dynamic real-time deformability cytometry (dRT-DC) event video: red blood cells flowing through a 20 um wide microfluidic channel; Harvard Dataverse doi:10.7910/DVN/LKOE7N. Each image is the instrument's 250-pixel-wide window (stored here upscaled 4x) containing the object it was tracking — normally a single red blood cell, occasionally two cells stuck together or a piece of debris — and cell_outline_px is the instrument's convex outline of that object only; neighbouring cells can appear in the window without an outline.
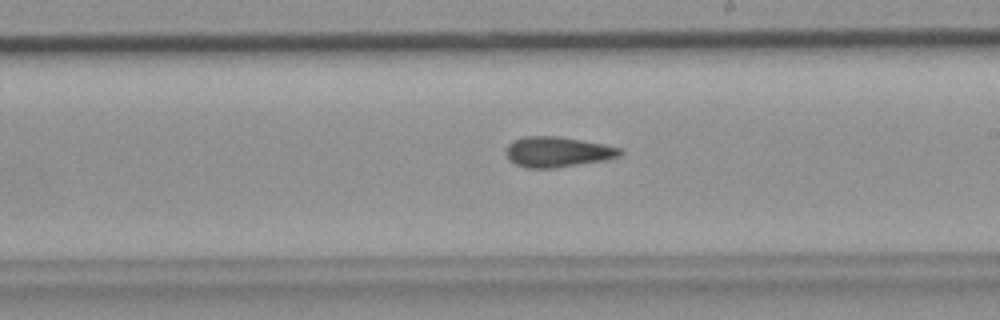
{"species": "common noctule bat (a hibernating species)", "species_latin": "Nyctalus noctula", "temperature_condition": "room temperature", "stored_images_in_passage": 42, "camera_frame_rate_fps": 3000, "um_per_image_px": 0.085, "animal": {"sex": "female", "body_mass_g": 19.9}, "frame": {"image": 1, "passage_image": 26, "time_ms": 8.333, "image_size_px": [1000, 320], "cell_outline_px": [[624, 152], [620, 156], [608, 160], [552, 168], [528, 168], [516, 164], [508, 160], [508, 144], [524, 136], [556, 136], [604, 144], [620, 148]], "centroid_in_image_um": [47.44, 12.92], "position_along_channel_um": 241.6, "area_um2": 20.0}}
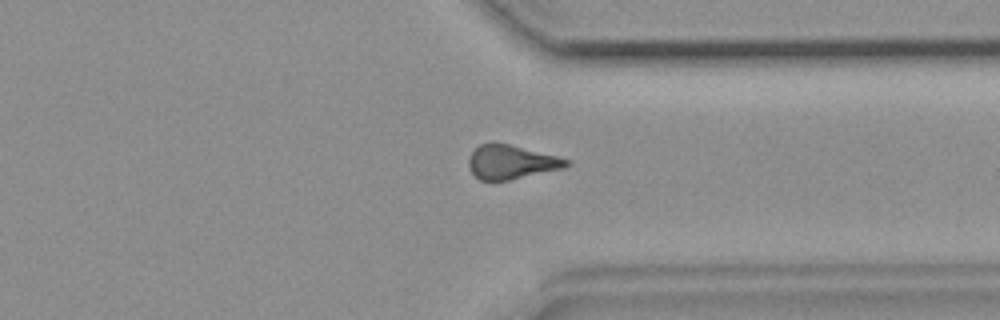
{"frame": {"image": 2, "passage_image": 35, "time_ms": 11.333, "image_size_px": [1000, 320], "cell_outline_px": [[572, 164], [564, 168], [508, 180], [480, 180], [472, 172], [468, 164], [468, 156], [480, 144], [492, 140], [496, 140], [572, 160]], "centroid_in_image_um": [43.46, 13.73], "position_along_channel_um": 367.9, "area_um2": 19.71}}
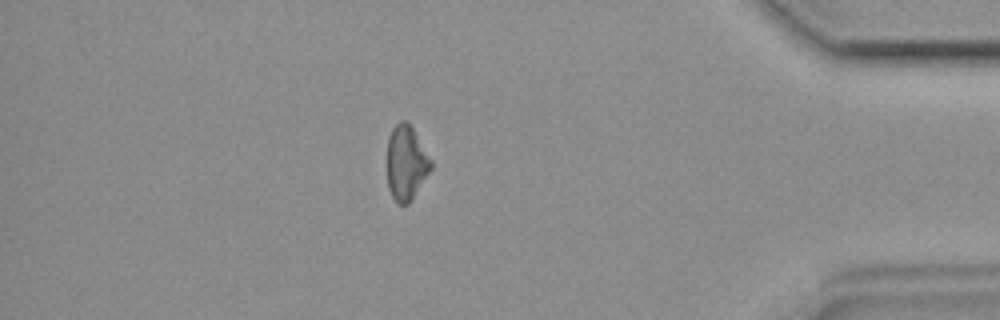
{"frame": {"image": 3, "passage_image": 40, "time_ms": 13.0, "image_size_px": [1000, 320], "cell_outline_px": [[432, 168], [412, 200], [408, 204], [396, 204], [388, 188], [388, 136], [392, 128], [400, 120], [404, 120], [412, 128], [432, 160]], "centroid_in_image_um": [34.53, 13.87], "position_along_channel_um": 400.7, "area_um2": 19.02}}